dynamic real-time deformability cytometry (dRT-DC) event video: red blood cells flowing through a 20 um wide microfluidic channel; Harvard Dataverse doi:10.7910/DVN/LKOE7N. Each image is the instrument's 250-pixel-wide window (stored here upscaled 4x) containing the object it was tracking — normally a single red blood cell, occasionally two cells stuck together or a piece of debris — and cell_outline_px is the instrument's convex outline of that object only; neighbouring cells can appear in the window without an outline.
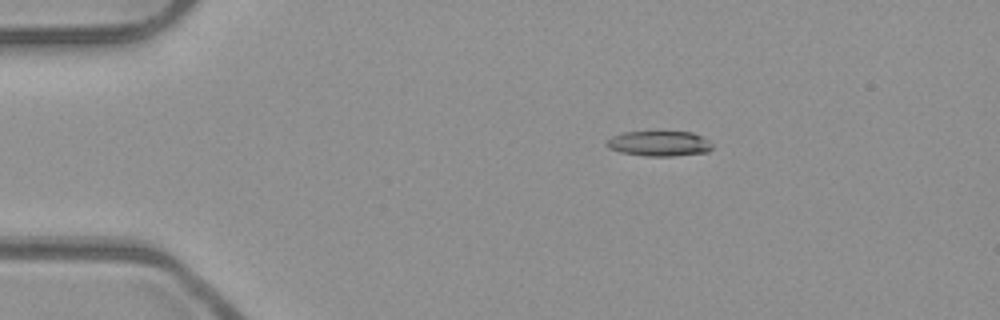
{"species": "common noctule bat (a hibernating species)", "species_latin": "Nyctalus noctula", "temperature_condition": "room temperature", "stored_images_in_passage": 6, "camera_frame_rate_fps": 3000, "um_per_image_px": 0.085, "animal": {"sex": "male", "body_mass_g": 23.1, "forearm_length_mm": 52.7}, "frame": {"image": 1, "passage_image": 3, "time_ms": 0.667, "image_size_px": [1000, 320], "cell_outline_px": [[712, 148], [708, 152], [672, 156], [648, 156], [620, 152], [608, 148], [604, 144], [612, 136], [624, 132], [692, 132], [708, 140], [712, 144]], "centroid_in_image_um": [56.02, 12.21], "position_along_channel_um": 29.0, "area_um2": 15.43}}
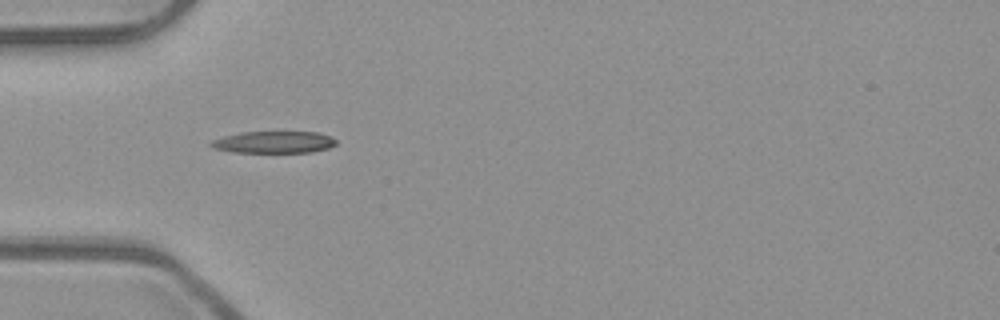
{"frame": {"image": 2, "passage_image": 5, "time_ms": 1.333, "image_size_px": [1000, 320], "cell_outline_px": [[336, 144], [328, 148], [312, 152], [232, 152], [212, 148], [208, 144], [212, 140], [224, 136], [240, 132], [320, 132], [332, 136], [336, 140]], "centroid_in_image_um": [23.27, 12.08], "position_along_channel_um": 61.7, "area_um2": 16.07}}
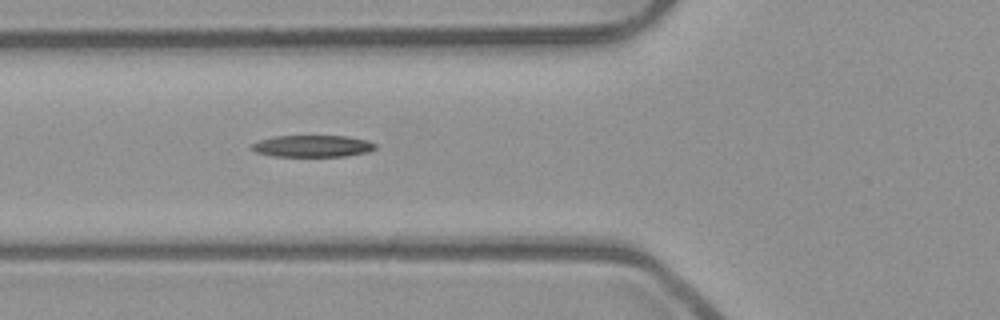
{"frame": {"image": 3, "passage_image": 6, "time_ms": 1.667, "image_size_px": [1000, 320], "cell_outline_px": [[376, 148], [368, 152], [348, 156], [272, 156], [256, 152], [248, 148], [252, 144], [260, 140], [276, 136], [344, 136], [368, 140], [376, 144]], "centroid_in_image_um": [26.56, 12.42], "position_along_channel_um": 99.2, "area_um2": 15.72}}